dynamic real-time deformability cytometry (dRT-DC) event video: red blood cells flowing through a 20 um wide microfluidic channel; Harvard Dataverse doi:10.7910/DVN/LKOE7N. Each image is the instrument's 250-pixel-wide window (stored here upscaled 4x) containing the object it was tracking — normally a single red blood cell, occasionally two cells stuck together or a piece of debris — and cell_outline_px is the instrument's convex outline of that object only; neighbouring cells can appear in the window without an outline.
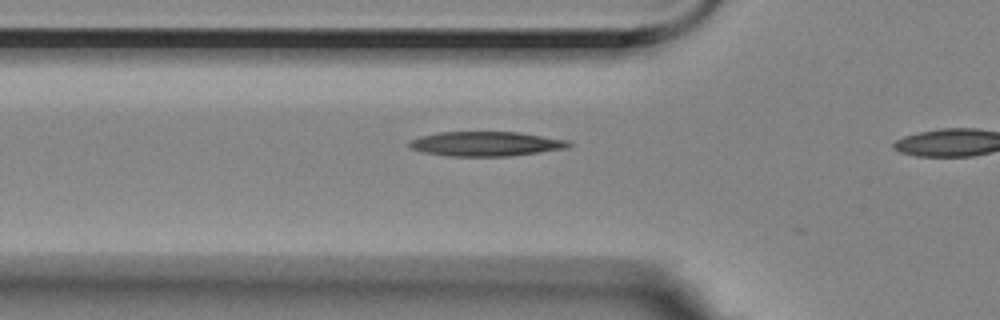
{"species": "Egyptian fruit bat (a non-hibernating species)", "species_latin": "Rousettus aegyptiacus", "temperature_condition": "room temperature", "stored_images_in_passage": 3, "camera_frame_rate_fps": 3000, "um_per_image_px": 0.085, "animal": {"sex": "female"}, "frame": {"image": 1, "passage_image": 3, "time_ms": 0.667, "image_size_px": [1000, 320], "cell_outline_px": [[572, 144], [568, 148], [540, 152], [508, 156], [448, 156], [424, 152], [412, 148], [408, 144], [412, 140], [420, 136], [440, 132], [520, 132], [568, 140]], "centroid_in_image_um": [41.34, 12.22], "position_along_channel_um": 84.5, "area_um2": 22.72}}